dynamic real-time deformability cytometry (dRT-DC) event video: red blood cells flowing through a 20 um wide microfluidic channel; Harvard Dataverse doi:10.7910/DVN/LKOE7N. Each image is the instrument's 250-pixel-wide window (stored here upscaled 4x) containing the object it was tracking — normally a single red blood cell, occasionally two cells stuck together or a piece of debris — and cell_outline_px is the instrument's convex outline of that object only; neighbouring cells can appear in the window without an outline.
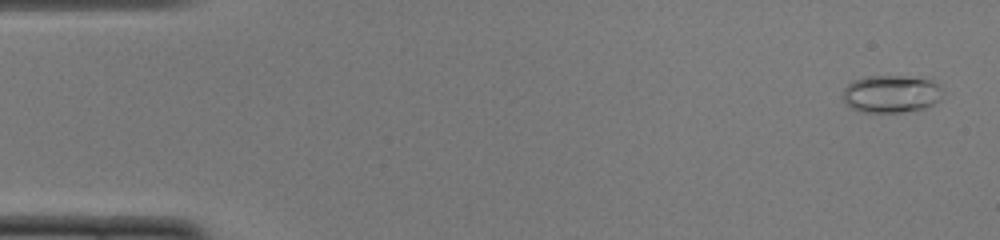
{"species": "common noctule bat (a hibernating species)", "species_latin": "Nyctalus noctula", "temperature_condition": "cold", "stored_images_in_passage": 51, "camera_frame_rate_fps": 3000, "um_per_image_px": 0.085, "animal": {"sex": "female", "body_mass_g": 22.0, "forearm_length_mm": 56.7}, "frame": {"image": 1, "passage_image": 2, "time_ms": 0.333, "image_size_px": [1000, 240], "cell_outline_px": [[944, 92], [940, 100], [924, 108], [904, 112], [860, 112], [844, 104], [844, 88], [852, 80], [864, 76], [900, 76], [932, 80]], "centroid_in_image_um": [75.72, 7.98], "position_along_channel_um": 9.3, "area_um2": 21.91}}
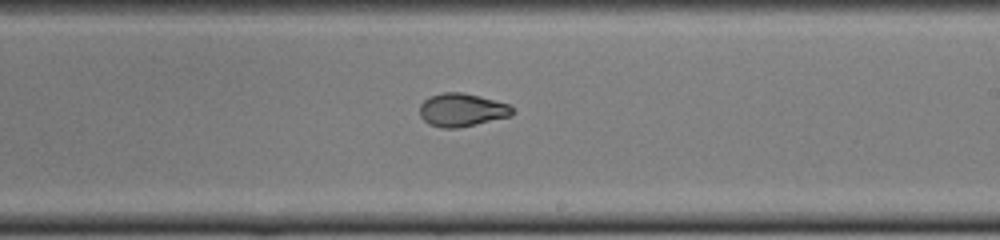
{"frame": {"image": 2, "passage_image": 30, "time_ms": 9.667, "image_size_px": [1000, 240], "cell_outline_px": [[516, 112], [512, 116], [476, 124], [456, 128], [440, 128], [428, 124], [420, 116], [420, 104], [428, 96], [444, 92], [464, 92], [480, 96], [508, 104]], "centroid_in_image_um": [39.25, 9.34], "position_along_channel_um": 249.7, "area_um2": 18.09}}
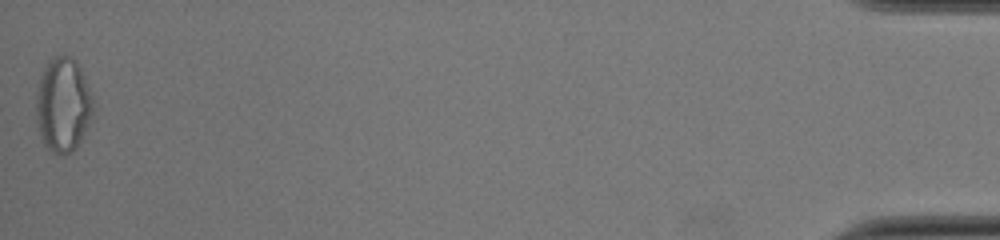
{"frame": {"image": 3, "passage_image": 51, "time_ms": 16.667, "image_size_px": [1000, 240], "cell_outline_px": [[92, 112], [88, 124], [80, 140], [72, 152], [60, 156], [44, 148], [36, 120], [36, 88], [40, 76], [48, 60], [56, 56], [72, 56], [76, 60], [84, 76], [92, 96]], "centroid_in_image_um": [5.32, 8.92], "position_along_channel_um": 429.9, "area_um2": 31.44}, "authors_computed_cell_mechanics": {"area_um2": 19.0162, "velocity_mm_per_s": 3.9289, "shape_relaxation_time_tau1_ms": null, "shape_relaxation_time_tau2_ms": 1.3269, "deformation_change_tau1": null, "deformation_change_tau2": 0.0584}}